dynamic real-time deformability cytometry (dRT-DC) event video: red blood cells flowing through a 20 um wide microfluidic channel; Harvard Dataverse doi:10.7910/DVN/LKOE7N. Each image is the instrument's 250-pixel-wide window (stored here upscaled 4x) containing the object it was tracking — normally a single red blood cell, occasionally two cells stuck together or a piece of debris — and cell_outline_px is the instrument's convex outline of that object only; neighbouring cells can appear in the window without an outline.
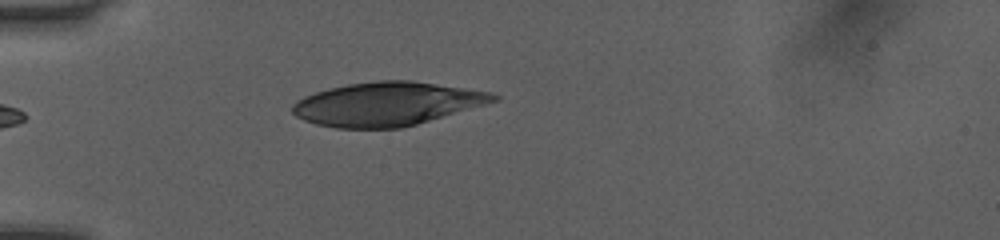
{"species": "human", "species_latin": "Homo sapiens", "temperature_condition": "room temperature", "stored_images_in_passage": 25, "camera_frame_rate_fps": 3000, "um_per_image_px": 0.085, "donor": {"sex": "female"}, "frame": {"image": 1, "passage_image": 1, "time_ms": 0.0, "image_size_px": [1000, 240], "cell_outline_px": [[500, 100], [416, 124], [400, 128], [336, 128], [316, 124], [304, 120], [296, 116], [292, 112], [292, 104], [296, 100], [304, 96], [328, 88], [348, 84], [376, 80], [412, 80], [492, 92], [500, 96]], "centroid_in_image_um": [32.89, 8.82], "position_along_channel_um": 52.1, "area_um2": 51.1}}
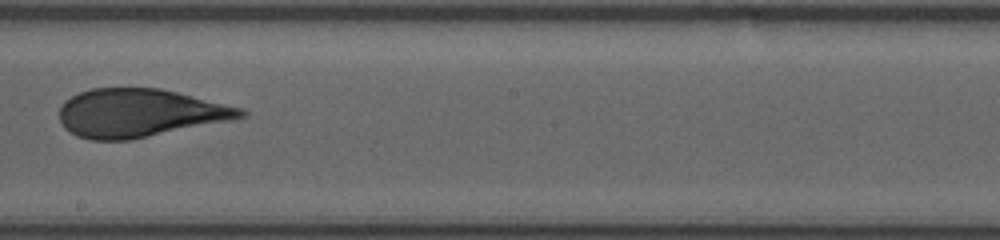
{"frame": {"image": 2, "passage_image": 11, "time_ms": 3.333, "image_size_px": [1000, 240], "cell_outline_px": [[248, 116], [232, 120], [128, 140], [92, 140], [76, 136], [64, 128], [60, 120], [60, 108], [64, 100], [80, 92], [92, 88], [160, 88], [244, 108], [248, 112]], "centroid_in_image_um": [11.87, 9.6], "position_along_channel_um": 236.3, "area_um2": 50.92}}
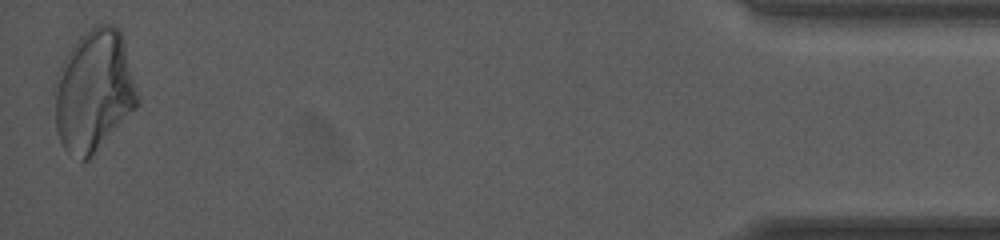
{"frame": {"image": 3, "passage_image": 25, "time_ms": 8.0, "image_size_px": [1000, 240], "cell_outline_px": [[140, 104], [88, 160], [80, 160], [64, 148], [56, 132], [52, 88], [52, 84], [56, 72], [68, 52], [76, 40], [84, 32], [96, 24], [112, 24], [120, 28], [124, 40]], "centroid_in_image_um": [7.94, 7.71], "position_along_channel_um": 427.3, "area_um2": 59.53}}